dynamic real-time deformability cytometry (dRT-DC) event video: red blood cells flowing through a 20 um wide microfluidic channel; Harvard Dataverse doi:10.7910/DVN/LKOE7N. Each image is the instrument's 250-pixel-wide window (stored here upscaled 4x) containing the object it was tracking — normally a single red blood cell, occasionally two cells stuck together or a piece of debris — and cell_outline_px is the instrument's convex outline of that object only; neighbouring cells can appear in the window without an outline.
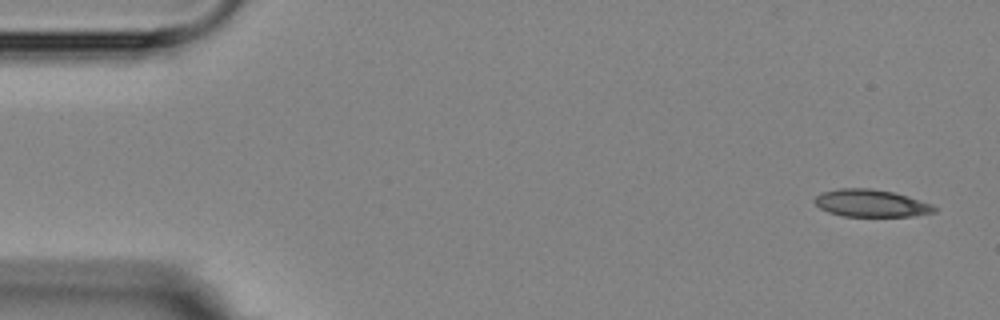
{"species": "Egyptian fruit bat (a non-hibernating species)", "species_latin": "Rousettus aegyptiacus", "temperature_condition": "room temperature", "stored_images_in_passage": 5, "camera_frame_rate_fps": 3000, "um_per_image_px": 0.085, "animal": {"sex": "female"}, "frame": {"image": 1, "passage_image": 1, "time_ms": 0.0, "image_size_px": [1000, 320], "cell_outline_px": [[936, 212], [916, 216], [844, 216], [828, 212], [820, 208], [812, 200], [820, 192], [840, 188], [872, 188], [892, 192], [908, 196], [932, 204], [936, 208]], "centroid_in_image_um": [74.03, 17.27], "position_along_channel_um": 11.0, "area_um2": 19.19}}
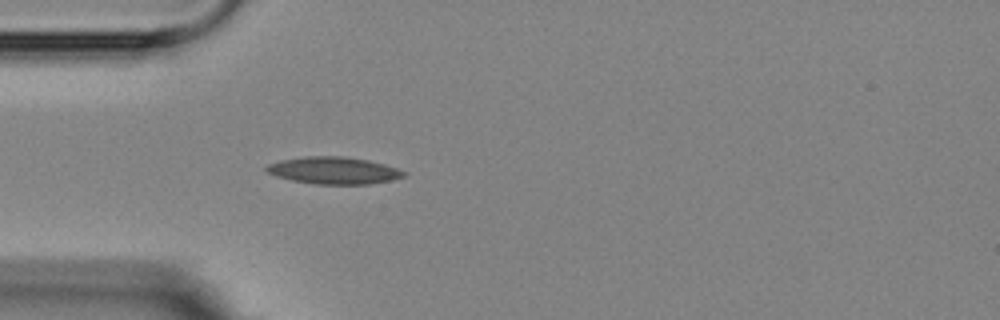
{"frame": {"image": 2, "passage_image": 5, "time_ms": 4.333, "image_size_px": [1000, 320], "cell_outline_px": [[408, 172], [404, 176], [392, 180], [368, 184], [316, 184], [292, 180], [276, 176], [268, 172], [264, 168], [268, 164], [280, 160], [304, 156], [340, 156], [368, 160], [384, 164]], "centroid_in_image_um": [28.36, 14.49], "position_along_channel_um": 56.6, "area_um2": 21.62}}